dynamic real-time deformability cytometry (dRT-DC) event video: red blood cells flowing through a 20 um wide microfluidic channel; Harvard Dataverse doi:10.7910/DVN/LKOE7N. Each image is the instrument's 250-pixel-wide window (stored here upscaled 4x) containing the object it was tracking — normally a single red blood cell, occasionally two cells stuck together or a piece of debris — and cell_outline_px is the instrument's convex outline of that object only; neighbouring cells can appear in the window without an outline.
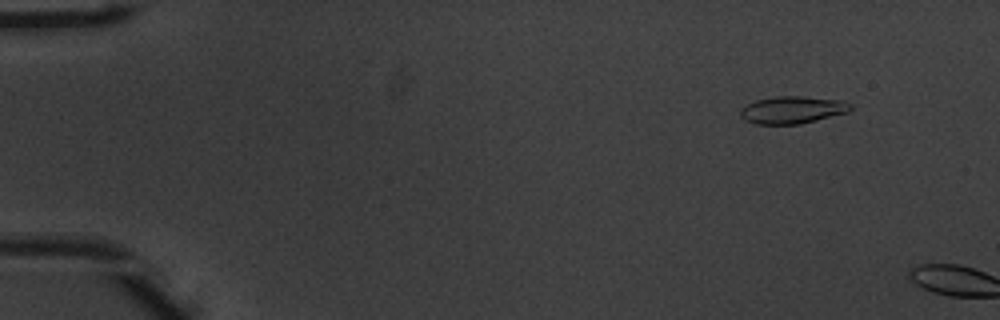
{"species": "common noctule bat (a hibernating species)", "species_latin": "Nyctalus noctula", "temperature_condition": "warm", "stored_images_in_passage": 5, "camera_frame_rate_fps": 3000, "um_per_image_px": 0.085, "animal": {"sex": "male", "body_mass_g": 20.1, "forearm_length_mm": 53.5}, "frame": {"image": 1, "passage_image": 3, "time_ms": 0.667, "image_size_px": [1000, 320], "cell_outline_px": [[852, 108], [848, 112], [800, 124], [756, 124], [744, 120], [740, 116], [740, 108], [756, 100], [776, 96], [800, 96], [844, 100], [852, 104]], "centroid_in_image_um": [67.36, 9.33], "position_along_channel_um": 17.6, "area_um2": 17.63}}